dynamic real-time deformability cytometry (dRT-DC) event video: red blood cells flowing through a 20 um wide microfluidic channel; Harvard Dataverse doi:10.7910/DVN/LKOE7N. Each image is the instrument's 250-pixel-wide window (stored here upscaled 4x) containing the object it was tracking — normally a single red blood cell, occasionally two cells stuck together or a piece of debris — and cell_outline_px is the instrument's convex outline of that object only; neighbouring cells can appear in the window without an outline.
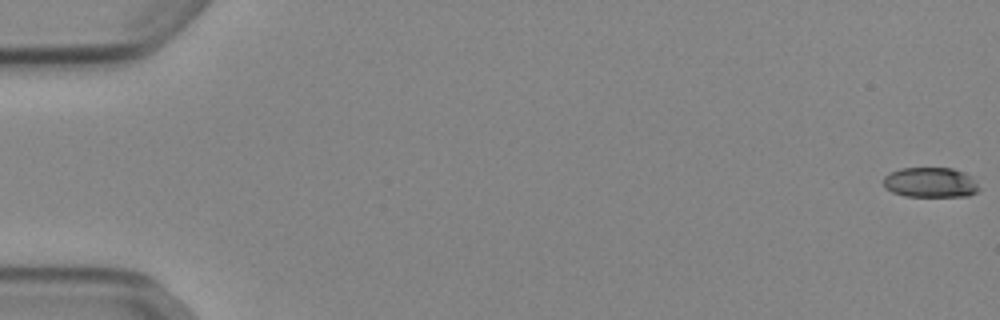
{"species": "Egyptian fruit bat (a non-hibernating species)", "species_latin": "Rousettus aegyptiacus", "temperature_condition": "cold", "stored_images_in_passage": 53, "camera_frame_rate_fps": 3000, "um_per_image_px": 0.085, "animal": {"sex": "female"}, "frame": {"image": 1, "passage_image": 1, "time_ms": 0.0, "image_size_px": [1000, 320], "cell_outline_px": [[980, 188], [976, 192], [968, 196], [904, 196], [892, 192], [884, 188], [884, 176], [900, 168], [952, 168], [964, 172]], "centroid_in_image_um": [79.04, 15.51], "position_along_channel_um": 6.0, "area_um2": 16.59}}
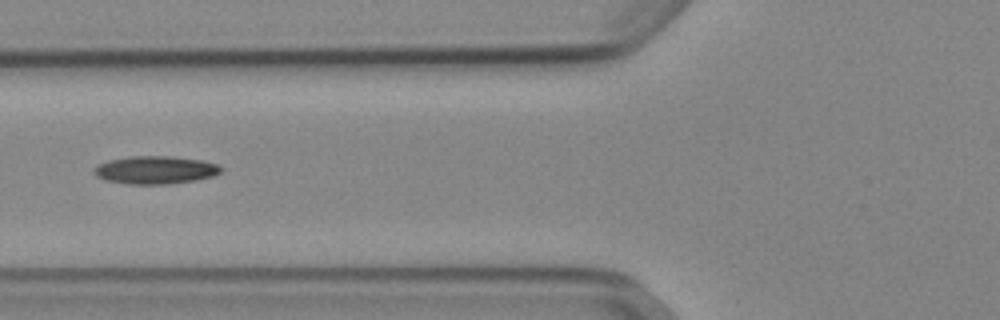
{"frame": {"image": 2, "passage_image": 22, "time_ms": 7.0, "image_size_px": [1000, 320], "cell_outline_px": [[224, 168], [220, 172], [212, 176], [196, 180], [168, 184], [128, 184], [104, 180], [96, 176], [92, 172], [100, 164], [108, 160], [128, 156], [172, 156], [204, 160], [220, 164]], "centroid_in_image_um": [13.24, 14.44], "position_along_channel_um": 112.6, "area_um2": 20.87}}
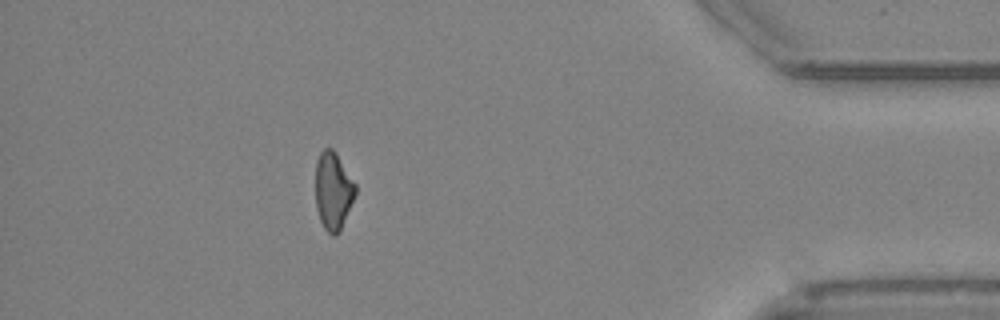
{"frame": {"image": 3, "passage_image": 48, "time_ms": 15.667, "image_size_px": [1000, 320], "cell_outline_px": [[356, 196], [340, 232], [336, 236], [332, 236], [324, 228], [320, 220], [316, 208], [316, 160], [320, 152], [324, 148], [332, 148], [356, 184]], "centroid_in_image_um": [28.33, 16.26], "position_along_channel_um": 406.9, "area_um2": 18.21}}